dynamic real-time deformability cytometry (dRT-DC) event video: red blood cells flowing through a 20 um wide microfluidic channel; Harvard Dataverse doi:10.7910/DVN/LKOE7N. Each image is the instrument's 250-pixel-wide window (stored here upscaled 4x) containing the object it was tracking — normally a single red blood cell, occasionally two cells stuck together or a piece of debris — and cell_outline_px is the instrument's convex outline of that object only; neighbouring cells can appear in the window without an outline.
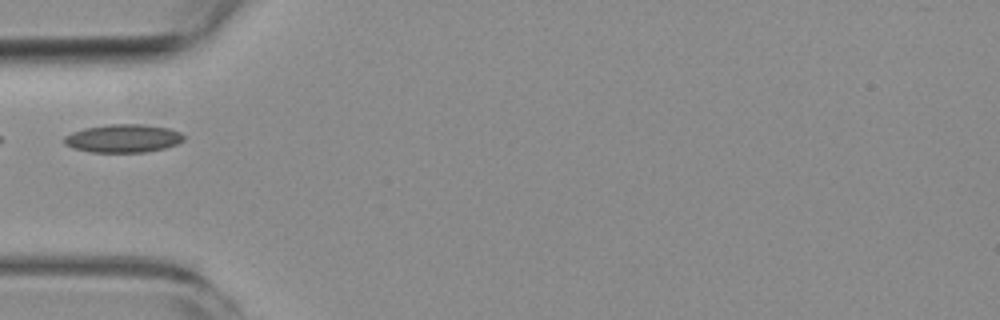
{"species": "common noctule bat (a hibernating species)", "species_latin": "Nyctalus noctula", "temperature_condition": "room temperature", "stored_images_in_passage": 4, "camera_frame_rate_fps": 3000, "um_per_image_px": 0.085, "animal": {"sex": "female", "body_mass_g": 19.3, "forearm_length_mm": 54.1}, "frame": {"image": 1, "passage_image": 1, "time_ms": 0.0, "image_size_px": [1000, 320], "cell_outline_px": [[184, 140], [176, 144], [164, 148], [148, 152], [92, 152], [72, 148], [64, 144], [64, 136], [72, 132], [84, 128], [108, 124], [140, 124], [168, 128], [180, 132], [184, 136]], "centroid_in_image_um": [10.45, 11.76], "position_along_channel_um": 74.6, "area_um2": 19.65}}
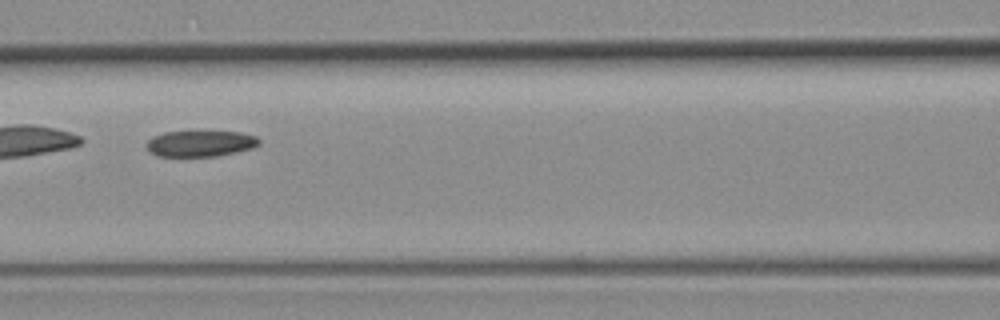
{"frame": {"image": 2, "passage_image": 3, "time_ms": 2.0, "image_size_px": [1000, 320], "cell_outline_px": [[260, 144], [252, 148], [236, 152], [216, 156], [156, 156], [148, 152], [144, 144], [152, 136], [164, 132], [240, 132], [256, 136], [260, 140]], "centroid_in_image_um": [16.98, 12.21], "position_along_channel_um": 149.6, "area_um2": 17.17}}
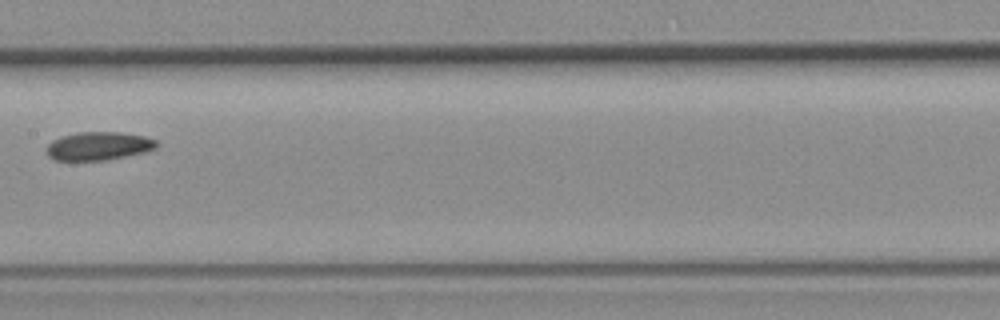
{"frame": {"image": 3, "passage_image": 4, "time_ms": 3.333, "image_size_px": [1000, 320], "cell_outline_px": [[160, 144], [156, 148], [144, 152], [104, 160], [56, 160], [48, 156], [48, 144], [52, 140], [60, 136], [80, 132], [120, 132], [144, 136], [156, 140]], "centroid_in_image_um": [8.39, 12.4], "position_along_channel_um": 199.0, "area_um2": 18.03}}